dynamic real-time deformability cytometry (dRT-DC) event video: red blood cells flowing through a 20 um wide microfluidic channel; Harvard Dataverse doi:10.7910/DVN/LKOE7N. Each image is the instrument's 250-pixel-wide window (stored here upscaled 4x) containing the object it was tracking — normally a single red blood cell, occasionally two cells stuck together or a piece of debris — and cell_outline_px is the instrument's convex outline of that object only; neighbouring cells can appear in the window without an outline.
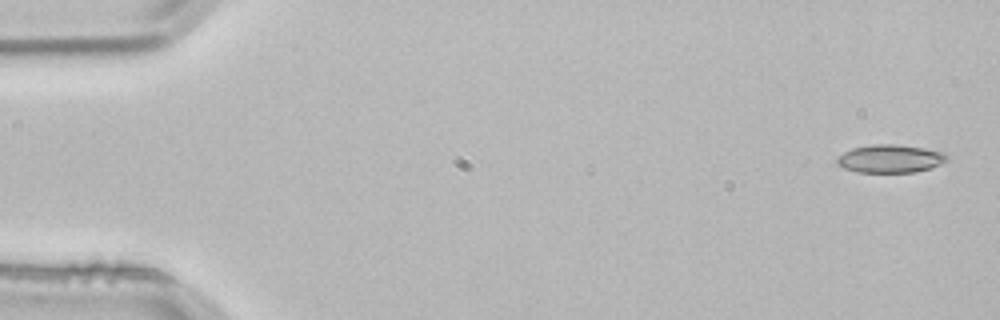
{"species": "common noctule bat (a hibernating species)", "species_latin": "Nyctalus noctula", "temperature_condition": "room temperature", "stored_images_in_passage": 4, "camera_frame_rate_fps": 3000, "um_per_image_px": 0.085, "animal": {"sex": "male", "body_mass_g": 21.5, "forearm_length_mm": 52.0}, "frame": {"image": 1, "passage_image": 1, "time_ms": 0.0, "image_size_px": [1000, 320], "cell_outline_px": [[948, 160], [932, 168], [916, 172], [856, 172], [844, 168], [836, 164], [836, 156], [852, 148], [872, 144], [896, 144], [924, 148], [944, 152], [948, 156]], "centroid_in_image_um": [75.66, 13.49], "position_along_channel_um": 9.3, "area_um2": 18.21}}
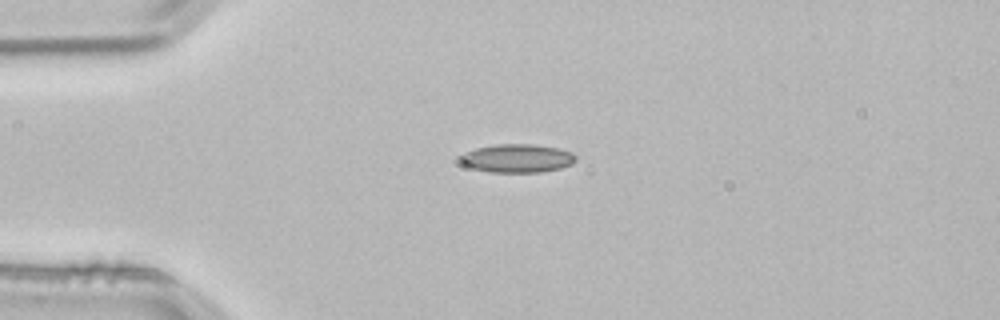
{"frame": {"image": 2, "passage_image": 3, "time_ms": 0.667, "image_size_px": [1000, 320], "cell_outline_px": [[576, 160], [572, 164], [560, 168], [540, 172], [488, 172], [472, 168], [464, 164], [460, 160], [460, 156], [464, 152], [476, 148], [496, 144], [532, 144], [556, 148], [572, 152], [576, 156]], "centroid_in_image_um": [43.96, 13.45], "position_along_channel_um": 41.0, "area_um2": 19.07}}
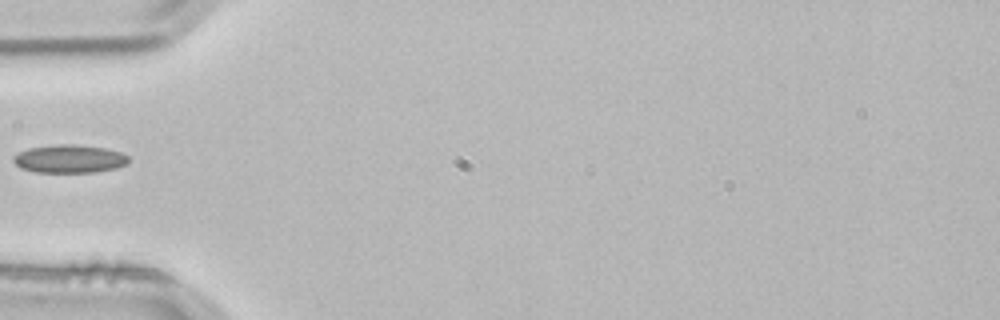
{"frame": {"image": 3, "passage_image": 4, "time_ms": 1.0, "image_size_px": [1000, 320], "cell_outline_px": [[128, 164], [116, 168], [96, 172], [36, 172], [20, 168], [12, 160], [12, 156], [28, 148], [56, 144], [72, 144], [104, 148], [120, 152], [128, 156]], "centroid_in_image_um": [5.89, 13.5], "position_along_channel_um": 79.1, "area_um2": 18.9}}